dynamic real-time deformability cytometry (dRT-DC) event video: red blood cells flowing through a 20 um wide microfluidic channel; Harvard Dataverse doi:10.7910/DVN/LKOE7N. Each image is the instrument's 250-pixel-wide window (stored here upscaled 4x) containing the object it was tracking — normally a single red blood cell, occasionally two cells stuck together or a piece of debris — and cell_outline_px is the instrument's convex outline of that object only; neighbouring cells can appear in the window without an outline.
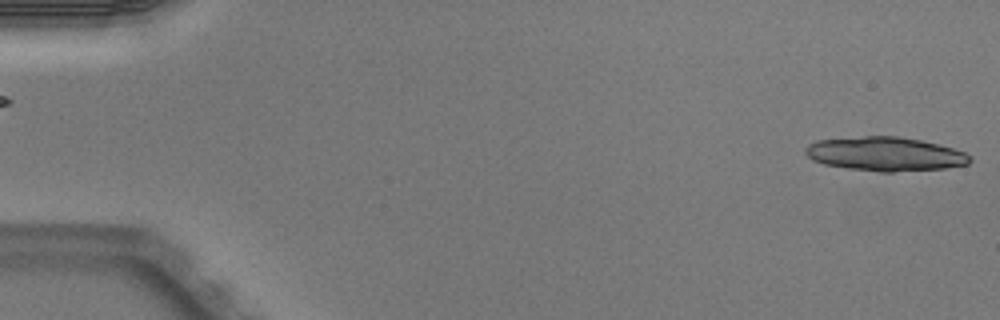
{"species": "Egyptian fruit bat (a non-hibernating species)", "species_latin": "Rousettus aegyptiacus", "temperature_condition": "warm", "stored_images_in_passage": 3, "segment_of_instrument_passage": [2, 2], "camera_frame_rate_fps": 3000, "um_per_image_px": 0.085, "animal": {"sex": "male"}, "frame": {"image": 1, "passage_image": 3, "time_ms": 0.667, "image_size_px": [1000, 320], "cell_outline_px": [[972, 160], [968, 164], [944, 168], [892, 172], [880, 172], [848, 168], [824, 164], [812, 160], [804, 152], [804, 148], [808, 144], [816, 140], [864, 136], [900, 136], [940, 144], [964, 152], [972, 156]], "centroid_in_image_um": [75.23, 13.08], "position_along_channel_um": 9.8, "area_um2": 32.71}}